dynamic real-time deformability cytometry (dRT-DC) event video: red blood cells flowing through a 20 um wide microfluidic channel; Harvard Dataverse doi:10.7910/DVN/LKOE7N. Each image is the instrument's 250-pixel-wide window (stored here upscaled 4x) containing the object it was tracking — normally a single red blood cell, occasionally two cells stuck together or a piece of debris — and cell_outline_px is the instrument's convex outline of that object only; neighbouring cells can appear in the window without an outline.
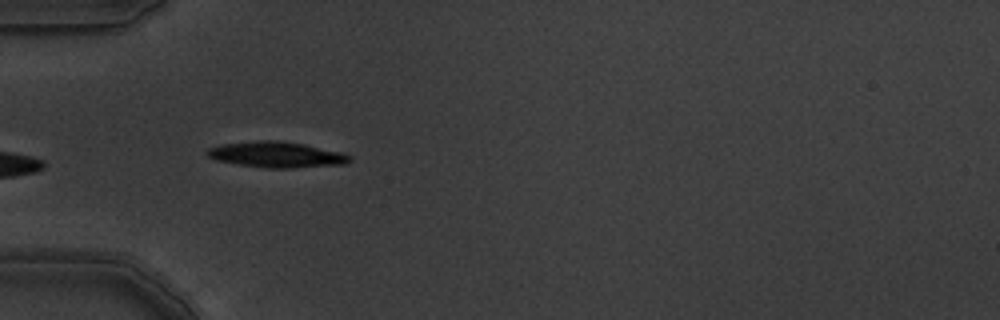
{"species": "common noctule bat (a hibernating species)", "species_latin": "Nyctalus noctula", "temperature_condition": "warm", "stored_images_in_passage": 6, "camera_frame_rate_fps": 3000, "um_per_image_px": 0.085, "animal": {"sex": "male", "body_mass_g": 19.5, "forearm_length_mm": 54.6}, "frame": {"image": 1, "passage_image": 5, "time_ms": 1.333, "image_size_px": [1000, 320], "cell_outline_px": [[352, 160], [348, 164], [288, 168], [268, 168], [240, 164], [216, 160], [208, 156], [204, 152], [208, 148], [220, 144], [260, 140], [276, 140], [304, 144], [344, 152], [352, 156]], "centroid_in_image_um": [23.55, 13.13], "position_along_channel_um": 61.5, "area_um2": 21.56}}